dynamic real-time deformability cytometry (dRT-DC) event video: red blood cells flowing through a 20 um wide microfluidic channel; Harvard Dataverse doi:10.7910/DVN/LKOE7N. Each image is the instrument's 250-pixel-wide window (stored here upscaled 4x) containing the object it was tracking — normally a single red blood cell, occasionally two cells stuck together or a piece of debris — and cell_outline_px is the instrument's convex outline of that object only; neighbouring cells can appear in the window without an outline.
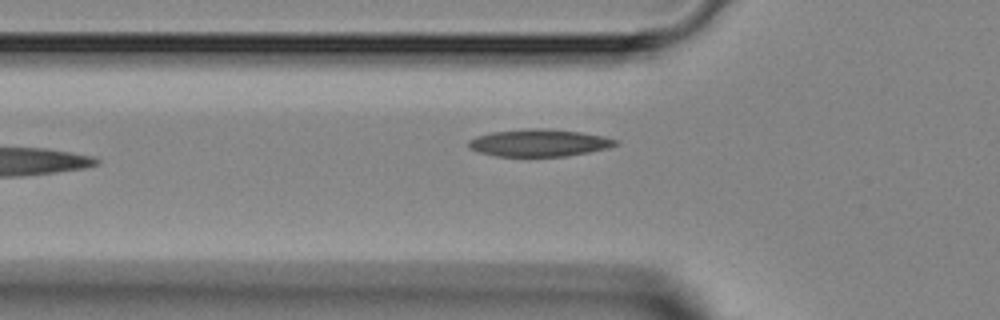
{"species": "Egyptian fruit bat (a non-hibernating species)", "species_latin": "Rousettus aegyptiacus", "temperature_condition": "room temperature", "stored_images_in_passage": 7, "camera_frame_rate_fps": 3000, "um_per_image_px": 0.085, "animal": {"sex": "female"}, "frame": {"image": 1, "passage_image": 7, "time_ms": 7.0, "image_size_px": [1000, 320], "cell_outline_px": [[620, 144], [608, 148], [588, 152], [564, 156], [496, 156], [480, 152], [468, 148], [468, 140], [476, 136], [492, 132], [528, 128], [544, 128], [580, 132], [604, 136], [620, 140]], "centroid_in_image_um": [45.84, 12.13], "position_along_channel_um": 80.0, "area_um2": 23.41}}